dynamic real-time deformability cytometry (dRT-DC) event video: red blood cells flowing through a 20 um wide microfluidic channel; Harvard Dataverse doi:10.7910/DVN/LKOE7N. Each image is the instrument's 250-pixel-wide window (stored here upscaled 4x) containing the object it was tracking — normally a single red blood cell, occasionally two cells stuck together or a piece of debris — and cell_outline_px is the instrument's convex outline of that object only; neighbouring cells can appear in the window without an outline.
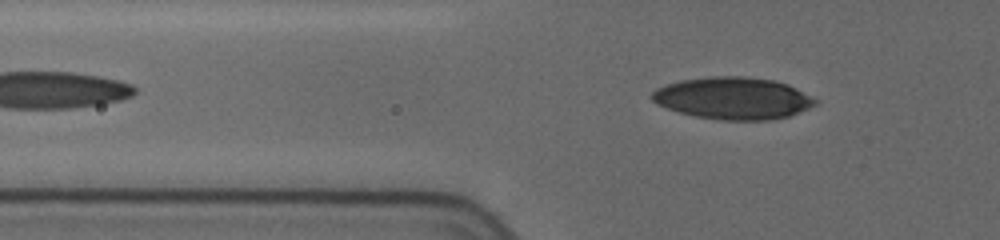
{"species": "human", "species_latin": "Homo sapiens", "temperature_condition": "cold", "stored_images_in_passage": 14, "camera_frame_rate_fps": 3000, "um_per_image_px": 0.085, "donor": {"sex": "female"}, "frame": {"image": 1, "passage_image": 8, "time_ms": 2.667, "image_size_px": [1000, 240], "cell_outline_px": [[816, 104], [808, 108], [788, 116], [768, 120], [724, 120], [696, 116], [680, 112], [656, 104], [652, 100], [652, 92], [656, 88], [680, 80], [712, 76], [744, 76], [772, 80], [788, 84], [796, 88], [816, 100]], "centroid_in_image_um": [62.29, 8.34], "position_along_channel_um": 63.5, "area_um2": 39.65}}
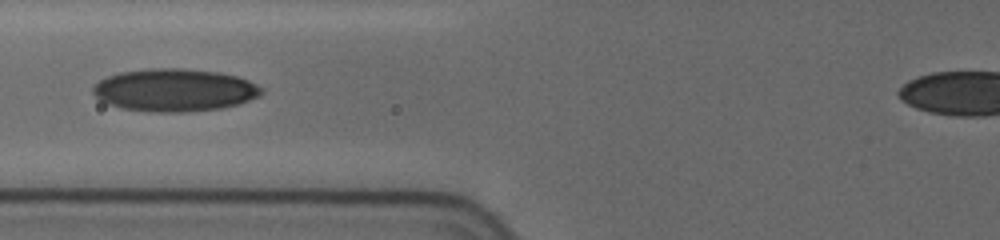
{"frame": {"image": 2, "passage_image": 12, "time_ms": 4.333, "image_size_px": [1000, 240], "cell_outline_px": [[264, 92], [260, 96], [236, 104], [220, 108], [188, 112], [152, 112], [120, 108], [108, 104], [100, 100], [92, 92], [92, 84], [108, 76], [120, 72], [152, 68], [184, 68], [220, 72], [236, 76], [248, 80], [264, 88]], "centroid_in_image_um": [14.82, 7.65], "position_along_channel_um": 111.0, "area_um2": 42.14}}